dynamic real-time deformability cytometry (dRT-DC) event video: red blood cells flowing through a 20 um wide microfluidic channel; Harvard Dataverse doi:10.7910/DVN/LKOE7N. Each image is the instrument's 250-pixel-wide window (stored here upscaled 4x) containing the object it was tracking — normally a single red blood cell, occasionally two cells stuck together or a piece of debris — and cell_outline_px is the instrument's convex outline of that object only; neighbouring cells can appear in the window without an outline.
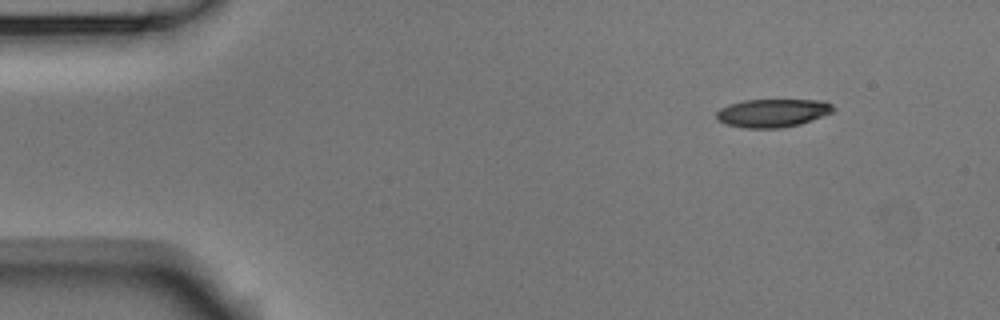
{"species": "Egyptian fruit bat (a non-hibernating species)", "species_latin": "Rousettus aegyptiacus", "temperature_condition": "room temperature", "stored_images_in_passage": 6, "camera_frame_rate_fps": 3000, "um_per_image_px": 0.085, "animal": {"sex": "male"}, "frame": {"image": 1, "passage_image": 1, "time_ms": 0.0, "image_size_px": [1000, 320], "cell_outline_px": [[836, 108], [832, 112], [800, 124], [780, 128], [744, 128], [728, 124], [716, 120], [716, 112], [720, 108], [728, 104], [744, 100], [824, 100], [832, 104]], "centroid_in_image_um": [65.66, 9.59], "position_along_channel_um": 19.3, "area_um2": 19.25}}
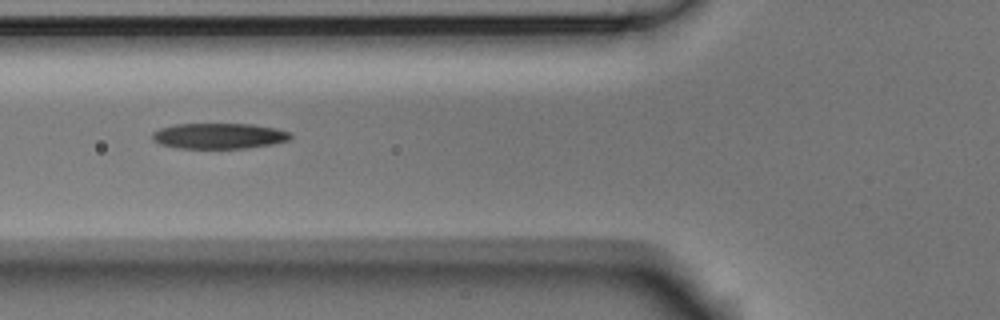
{"frame": {"image": 2, "passage_image": 5, "time_ms": 1.333, "image_size_px": [1000, 320], "cell_outline_px": [[292, 136], [288, 140], [272, 144], [244, 148], [180, 148], [160, 144], [152, 136], [152, 132], [160, 128], [176, 124], [252, 124], [276, 128], [288, 132]], "centroid_in_image_um": [18.61, 11.55], "position_along_channel_um": 107.2, "area_um2": 20.4}}
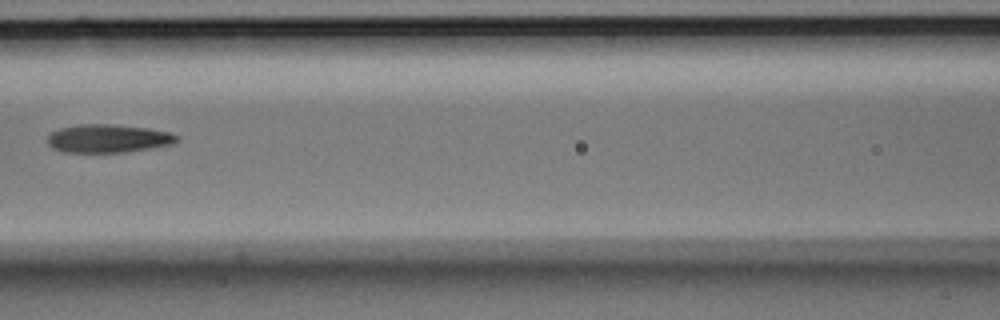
{"frame": {"image": 3, "passage_image": 6, "time_ms": 1.667, "image_size_px": [1000, 320], "cell_outline_px": [[180, 140], [172, 144], [152, 148], [124, 152], [64, 152], [52, 148], [48, 144], [48, 136], [52, 132], [60, 128], [80, 124], [108, 124], [148, 128], [168, 132], [176, 136]], "centroid_in_image_um": [9.18, 11.77], "position_along_channel_um": 157.4, "area_um2": 21.15}}